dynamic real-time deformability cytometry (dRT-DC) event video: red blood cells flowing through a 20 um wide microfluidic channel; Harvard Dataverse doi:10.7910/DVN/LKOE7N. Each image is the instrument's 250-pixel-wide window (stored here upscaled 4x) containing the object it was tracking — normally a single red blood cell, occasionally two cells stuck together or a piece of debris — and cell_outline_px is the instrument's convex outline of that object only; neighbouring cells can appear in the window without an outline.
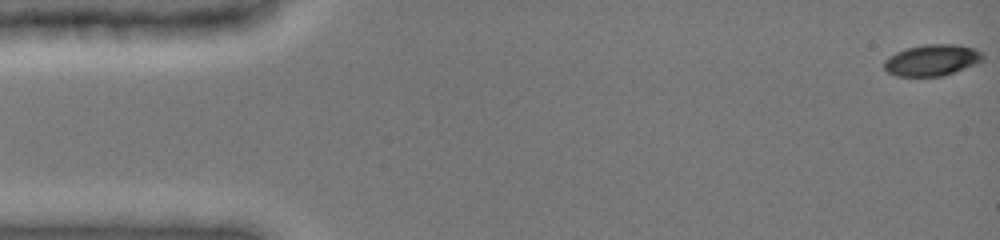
{"species": "common noctule bat (a hibernating species)", "species_latin": "Nyctalus noctula", "temperature_condition": "cold", "stored_images_in_passage": 49, "camera_frame_rate_fps": 3000, "um_per_image_px": 0.085, "animal": {"sex": "female", "body_mass_g": 19.0, "forearm_length_mm": 51.5}, "frame": {"image": 1, "passage_image": 1, "time_ms": 0.0, "image_size_px": [1000, 240], "cell_outline_px": [[984, 60], [976, 64], [944, 76], [896, 76], [888, 72], [884, 68], [884, 60], [888, 56], [896, 52], [908, 48], [924, 44], [960, 44], [976, 48], [984, 52]], "centroid_in_image_um": [79.27, 5.1], "position_along_channel_um": 5.7, "area_um2": 18.32}}
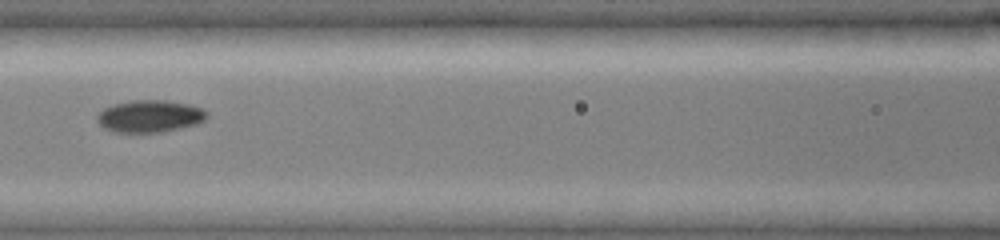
{"frame": {"image": 2, "passage_image": 22, "time_ms": 7.0, "image_size_px": [1000, 240], "cell_outline_px": [[208, 116], [204, 120], [196, 124], [180, 128], [160, 132], [116, 132], [104, 128], [96, 120], [96, 116], [104, 108], [112, 104], [128, 100], [168, 100], [188, 104], [200, 108], [208, 112]], "centroid_in_image_um": [12.71, 9.86], "position_along_channel_um": 153.9, "area_um2": 20.63}}
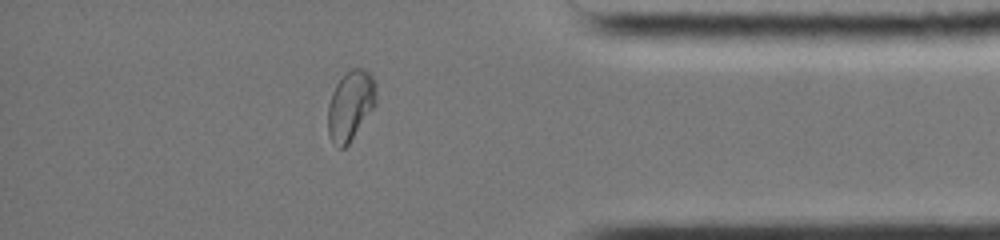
{"frame": {"image": 3, "passage_image": 42, "time_ms": 13.667, "image_size_px": [1000, 240], "cell_outline_px": [[376, 104], [348, 144], [344, 148], [340, 148], [328, 136], [328, 104], [332, 92], [336, 84], [352, 68], [364, 68], [372, 76], [376, 84]], "centroid_in_image_um": [29.79, 8.95], "position_along_channel_um": 405.4, "area_um2": 19.36}, "authors_computed_cell_mechanics": {"area_um2": 19.7098, "velocity_mm_per_s": 3.9716, "shape_relaxation_time_tau1_ms": 3.9723, "shape_relaxation_time_tau2_ms": 2.7035, "deformation_change_tau1": 0.1453, "deformation_change_tau2": 0.0472}}